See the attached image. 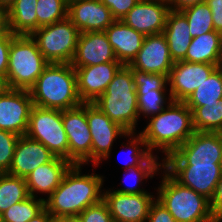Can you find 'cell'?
<instances>
[{
    "label": "cell",
    "instance_id": "cell-1",
    "mask_svg": "<svg viewBox=\"0 0 222 222\" xmlns=\"http://www.w3.org/2000/svg\"><path fill=\"white\" fill-rule=\"evenodd\" d=\"M81 164H73L60 185L45 199V208L51 215L77 217L87 207L103 199L104 177L91 173L82 175Z\"/></svg>",
    "mask_w": 222,
    "mask_h": 222
},
{
    "label": "cell",
    "instance_id": "cell-2",
    "mask_svg": "<svg viewBox=\"0 0 222 222\" xmlns=\"http://www.w3.org/2000/svg\"><path fill=\"white\" fill-rule=\"evenodd\" d=\"M33 105L66 110L82 104L76 71L70 63H49L29 89Z\"/></svg>",
    "mask_w": 222,
    "mask_h": 222
},
{
    "label": "cell",
    "instance_id": "cell-3",
    "mask_svg": "<svg viewBox=\"0 0 222 222\" xmlns=\"http://www.w3.org/2000/svg\"><path fill=\"white\" fill-rule=\"evenodd\" d=\"M148 119V125L139 132L148 146L175 152L195 132L192 111L181 101H171L162 112Z\"/></svg>",
    "mask_w": 222,
    "mask_h": 222
},
{
    "label": "cell",
    "instance_id": "cell-4",
    "mask_svg": "<svg viewBox=\"0 0 222 222\" xmlns=\"http://www.w3.org/2000/svg\"><path fill=\"white\" fill-rule=\"evenodd\" d=\"M93 104L128 133H135L140 117L132 68L123 65Z\"/></svg>",
    "mask_w": 222,
    "mask_h": 222
},
{
    "label": "cell",
    "instance_id": "cell-5",
    "mask_svg": "<svg viewBox=\"0 0 222 222\" xmlns=\"http://www.w3.org/2000/svg\"><path fill=\"white\" fill-rule=\"evenodd\" d=\"M48 64L31 36L16 35L9 50L6 87L29 90Z\"/></svg>",
    "mask_w": 222,
    "mask_h": 222
},
{
    "label": "cell",
    "instance_id": "cell-6",
    "mask_svg": "<svg viewBox=\"0 0 222 222\" xmlns=\"http://www.w3.org/2000/svg\"><path fill=\"white\" fill-rule=\"evenodd\" d=\"M156 199L161 202L176 222H217L210 200L185 187L173 177L158 187Z\"/></svg>",
    "mask_w": 222,
    "mask_h": 222
},
{
    "label": "cell",
    "instance_id": "cell-7",
    "mask_svg": "<svg viewBox=\"0 0 222 222\" xmlns=\"http://www.w3.org/2000/svg\"><path fill=\"white\" fill-rule=\"evenodd\" d=\"M79 30L66 19L38 28L30 36L49 63H71Z\"/></svg>",
    "mask_w": 222,
    "mask_h": 222
},
{
    "label": "cell",
    "instance_id": "cell-8",
    "mask_svg": "<svg viewBox=\"0 0 222 222\" xmlns=\"http://www.w3.org/2000/svg\"><path fill=\"white\" fill-rule=\"evenodd\" d=\"M25 135L42 143L56 157L69 161V143L63 127L62 110L33 105Z\"/></svg>",
    "mask_w": 222,
    "mask_h": 222
},
{
    "label": "cell",
    "instance_id": "cell-9",
    "mask_svg": "<svg viewBox=\"0 0 222 222\" xmlns=\"http://www.w3.org/2000/svg\"><path fill=\"white\" fill-rule=\"evenodd\" d=\"M86 119L92 138L91 162L94 167H97L102 159L109 158L117 137H129V133L93 103H86Z\"/></svg>",
    "mask_w": 222,
    "mask_h": 222
},
{
    "label": "cell",
    "instance_id": "cell-10",
    "mask_svg": "<svg viewBox=\"0 0 222 222\" xmlns=\"http://www.w3.org/2000/svg\"><path fill=\"white\" fill-rule=\"evenodd\" d=\"M62 121L69 143V161L88 164L91 162L92 138L86 119V103L62 110Z\"/></svg>",
    "mask_w": 222,
    "mask_h": 222
},
{
    "label": "cell",
    "instance_id": "cell-11",
    "mask_svg": "<svg viewBox=\"0 0 222 222\" xmlns=\"http://www.w3.org/2000/svg\"><path fill=\"white\" fill-rule=\"evenodd\" d=\"M32 107L29 90L5 88L0 93V129L25 135Z\"/></svg>",
    "mask_w": 222,
    "mask_h": 222
},
{
    "label": "cell",
    "instance_id": "cell-12",
    "mask_svg": "<svg viewBox=\"0 0 222 222\" xmlns=\"http://www.w3.org/2000/svg\"><path fill=\"white\" fill-rule=\"evenodd\" d=\"M219 66L206 63L178 61L167 77L172 101L184 102Z\"/></svg>",
    "mask_w": 222,
    "mask_h": 222
},
{
    "label": "cell",
    "instance_id": "cell-13",
    "mask_svg": "<svg viewBox=\"0 0 222 222\" xmlns=\"http://www.w3.org/2000/svg\"><path fill=\"white\" fill-rule=\"evenodd\" d=\"M221 175L220 163H173V178L209 200Z\"/></svg>",
    "mask_w": 222,
    "mask_h": 222
},
{
    "label": "cell",
    "instance_id": "cell-14",
    "mask_svg": "<svg viewBox=\"0 0 222 222\" xmlns=\"http://www.w3.org/2000/svg\"><path fill=\"white\" fill-rule=\"evenodd\" d=\"M151 193L123 194L103 191L113 222H146L151 204L155 201Z\"/></svg>",
    "mask_w": 222,
    "mask_h": 222
},
{
    "label": "cell",
    "instance_id": "cell-15",
    "mask_svg": "<svg viewBox=\"0 0 222 222\" xmlns=\"http://www.w3.org/2000/svg\"><path fill=\"white\" fill-rule=\"evenodd\" d=\"M170 10L167 0H139L121 21L144 36L161 34Z\"/></svg>",
    "mask_w": 222,
    "mask_h": 222
},
{
    "label": "cell",
    "instance_id": "cell-16",
    "mask_svg": "<svg viewBox=\"0 0 222 222\" xmlns=\"http://www.w3.org/2000/svg\"><path fill=\"white\" fill-rule=\"evenodd\" d=\"M222 133L194 132L174 152L173 163H220Z\"/></svg>",
    "mask_w": 222,
    "mask_h": 222
},
{
    "label": "cell",
    "instance_id": "cell-17",
    "mask_svg": "<svg viewBox=\"0 0 222 222\" xmlns=\"http://www.w3.org/2000/svg\"><path fill=\"white\" fill-rule=\"evenodd\" d=\"M173 65L168 43L161 33L145 36L141 49L128 66L141 72L164 74L168 77Z\"/></svg>",
    "mask_w": 222,
    "mask_h": 222
},
{
    "label": "cell",
    "instance_id": "cell-18",
    "mask_svg": "<svg viewBox=\"0 0 222 222\" xmlns=\"http://www.w3.org/2000/svg\"><path fill=\"white\" fill-rule=\"evenodd\" d=\"M122 66L120 62H107L74 68L77 76V92L82 103H94L105 92Z\"/></svg>",
    "mask_w": 222,
    "mask_h": 222
},
{
    "label": "cell",
    "instance_id": "cell-19",
    "mask_svg": "<svg viewBox=\"0 0 222 222\" xmlns=\"http://www.w3.org/2000/svg\"><path fill=\"white\" fill-rule=\"evenodd\" d=\"M68 18L80 33L105 31L116 19L101 0H73Z\"/></svg>",
    "mask_w": 222,
    "mask_h": 222
},
{
    "label": "cell",
    "instance_id": "cell-20",
    "mask_svg": "<svg viewBox=\"0 0 222 222\" xmlns=\"http://www.w3.org/2000/svg\"><path fill=\"white\" fill-rule=\"evenodd\" d=\"M117 61L114 51L104 31L80 33L75 55L71 61L73 68L93 66Z\"/></svg>",
    "mask_w": 222,
    "mask_h": 222
},
{
    "label": "cell",
    "instance_id": "cell-21",
    "mask_svg": "<svg viewBox=\"0 0 222 222\" xmlns=\"http://www.w3.org/2000/svg\"><path fill=\"white\" fill-rule=\"evenodd\" d=\"M56 156L39 141L26 135L19 137L8 174L26 178L38 166L52 161Z\"/></svg>",
    "mask_w": 222,
    "mask_h": 222
},
{
    "label": "cell",
    "instance_id": "cell-22",
    "mask_svg": "<svg viewBox=\"0 0 222 222\" xmlns=\"http://www.w3.org/2000/svg\"><path fill=\"white\" fill-rule=\"evenodd\" d=\"M117 61L129 65L142 47L145 36L121 20H115L105 31Z\"/></svg>",
    "mask_w": 222,
    "mask_h": 222
},
{
    "label": "cell",
    "instance_id": "cell-23",
    "mask_svg": "<svg viewBox=\"0 0 222 222\" xmlns=\"http://www.w3.org/2000/svg\"><path fill=\"white\" fill-rule=\"evenodd\" d=\"M72 165L66 159L55 157L52 161L38 166L25 178L29 195L36 198V193H43L48 194V198Z\"/></svg>",
    "mask_w": 222,
    "mask_h": 222
},
{
    "label": "cell",
    "instance_id": "cell-24",
    "mask_svg": "<svg viewBox=\"0 0 222 222\" xmlns=\"http://www.w3.org/2000/svg\"><path fill=\"white\" fill-rule=\"evenodd\" d=\"M186 17L178 10H170L166 19L163 35L174 62L183 61L191 44L192 37Z\"/></svg>",
    "mask_w": 222,
    "mask_h": 222
},
{
    "label": "cell",
    "instance_id": "cell-25",
    "mask_svg": "<svg viewBox=\"0 0 222 222\" xmlns=\"http://www.w3.org/2000/svg\"><path fill=\"white\" fill-rule=\"evenodd\" d=\"M185 62L213 64L222 66V34L211 31L192 38Z\"/></svg>",
    "mask_w": 222,
    "mask_h": 222
},
{
    "label": "cell",
    "instance_id": "cell-26",
    "mask_svg": "<svg viewBox=\"0 0 222 222\" xmlns=\"http://www.w3.org/2000/svg\"><path fill=\"white\" fill-rule=\"evenodd\" d=\"M37 0H15L6 10L8 30L14 35L30 36L37 30Z\"/></svg>",
    "mask_w": 222,
    "mask_h": 222
},
{
    "label": "cell",
    "instance_id": "cell-27",
    "mask_svg": "<svg viewBox=\"0 0 222 222\" xmlns=\"http://www.w3.org/2000/svg\"><path fill=\"white\" fill-rule=\"evenodd\" d=\"M160 149L159 151L165 154V158L162 159V163H158L157 160L159 157L153 155V150ZM173 158L174 152L168 150L164 147H153L145 145L144 148L140 151L137 168L142 172L144 178H153L157 174L158 170L163 169V178L160 183V186H163L165 182L169 181L173 177ZM165 173V174H164Z\"/></svg>",
    "mask_w": 222,
    "mask_h": 222
},
{
    "label": "cell",
    "instance_id": "cell-28",
    "mask_svg": "<svg viewBox=\"0 0 222 222\" xmlns=\"http://www.w3.org/2000/svg\"><path fill=\"white\" fill-rule=\"evenodd\" d=\"M222 98V66L218 67L185 101L187 107L219 103Z\"/></svg>",
    "mask_w": 222,
    "mask_h": 222
},
{
    "label": "cell",
    "instance_id": "cell-29",
    "mask_svg": "<svg viewBox=\"0 0 222 222\" xmlns=\"http://www.w3.org/2000/svg\"><path fill=\"white\" fill-rule=\"evenodd\" d=\"M192 111V123L196 132L222 133V98L219 103L201 107H188Z\"/></svg>",
    "mask_w": 222,
    "mask_h": 222
},
{
    "label": "cell",
    "instance_id": "cell-30",
    "mask_svg": "<svg viewBox=\"0 0 222 222\" xmlns=\"http://www.w3.org/2000/svg\"><path fill=\"white\" fill-rule=\"evenodd\" d=\"M30 197L25 178L0 173V214Z\"/></svg>",
    "mask_w": 222,
    "mask_h": 222
},
{
    "label": "cell",
    "instance_id": "cell-31",
    "mask_svg": "<svg viewBox=\"0 0 222 222\" xmlns=\"http://www.w3.org/2000/svg\"><path fill=\"white\" fill-rule=\"evenodd\" d=\"M180 12L187 19L192 38L214 31L212 12L205 2L186 7Z\"/></svg>",
    "mask_w": 222,
    "mask_h": 222
},
{
    "label": "cell",
    "instance_id": "cell-32",
    "mask_svg": "<svg viewBox=\"0 0 222 222\" xmlns=\"http://www.w3.org/2000/svg\"><path fill=\"white\" fill-rule=\"evenodd\" d=\"M45 208V198L28 197L10 206L2 213L3 222H27Z\"/></svg>",
    "mask_w": 222,
    "mask_h": 222
},
{
    "label": "cell",
    "instance_id": "cell-33",
    "mask_svg": "<svg viewBox=\"0 0 222 222\" xmlns=\"http://www.w3.org/2000/svg\"><path fill=\"white\" fill-rule=\"evenodd\" d=\"M138 98V113L145 118L159 114L164 110L166 104H169L172 99L169 97L166 102L167 90H153V88L136 89Z\"/></svg>",
    "mask_w": 222,
    "mask_h": 222
},
{
    "label": "cell",
    "instance_id": "cell-34",
    "mask_svg": "<svg viewBox=\"0 0 222 222\" xmlns=\"http://www.w3.org/2000/svg\"><path fill=\"white\" fill-rule=\"evenodd\" d=\"M37 29L68 17L67 0H37Z\"/></svg>",
    "mask_w": 222,
    "mask_h": 222
},
{
    "label": "cell",
    "instance_id": "cell-35",
    "mask_svg": "<svg viewBox=\"0 0 222 222\" xmlns=\"http://www.w3.org/2000/svg\"><path fill=\"white\" fill-rule=\"evenodd\" d=\"M19 135L0 129V173H8Z\"/></svg>",
    "mask_w": 222,
    "mask_h": 222
},
{
    "label": "cell",
    "instance_id": "cell-36",
    "mask_svg": "<svg viewBox=\"0 0 222 222\" xmlns=\"http://www.w3.org/2000/svg\"><path fill=\"white\" fill-rule=\"evenodd\" d=\"M132 75L136 89L166 90L167 88V76L164 74L146 73L132 68Z\"/></svg>",
    "mask_w": 222,
    "mask_h": 222
},
{
    "label": "cell",
    "instance_id": "cell-37",
    "mask_svg": "<svg viewBox=\"0 0 222 222\" xmlns=\"http://www.w3.org/2000/svg\"><path fill=\"white\" fill-rule=\"evenodd\" d=\"M77 218L81 222H113L106 202L102 199L100 202L87 207Z\"/></svg>",
    "mask_w": 222,
    "mask_h": 222
},
{
    "label": "cell",
    "instance_id": "cell-38",
    "mask_svg": "<svg viewBox=\"0 0 222 222\" xmlns=\"http://www.w3.org/2000/svg\"><path fill=\"white\" fill-rule=\"evenodd\" d=\"M15 36L16 35L11 33L9 30H7L3 35H0V78L5 81V84L7 78L11 40Z\"/></svg>",
    "mask_w": 222,
    "mask_h": 222
},
{
    "label": "cell",
    "instance_id": "cell-39",
    "mask_svg": "<svg viewBox=\"0 0 222 222\" xmlns=\"http://www.w3.org/2000/svg\"><path fill=\"white\" fill-rule=\"evenodd\" d=\"M139 0H101L116 20H121Z\"/></svg>",
    "mask_w": 222,
    "mask_h": 222
},
{
    "label": "cell",
    "instance_id": "cell-40",
    "mask_svg": "<svg viewBox=\"0 0 222 222\" xmlns=\"http://www.w3.org/2000/svg\"><path fill=\"white\" fill-rule=\"evenodd\" d=\"M135 135V136H134ZM130 141L128 142L129 145L124 144L127 148H129V154L131 155L132 159H130V162H126L125 164V170L130 169L131 167L137 166L138 157L140 154V151L142 150L141 146L144 147L146 145L145 140L143 136L138 133L136 136V132H130ZM130 146V147H129Z\"/></svg>",
    "mask_w": 222,
    "mask_h": 222
},
{
    "label": "cell",
    "instance_id": "cell-41",
    "mask_svg": "<svg viewBox=\"0 0 222 222\" xmlns=\"http://www.w3.org/2000/svg\"><path fill=\"white\" fill-rule=\"evenodd\" d=\"M146 222H176L166 207L157 199L151 204Z\"/></svg>",
    "mask_w": 222,
    "mask_h": 222
},
{
    "label": "cell",
    "instance_id": "cell-42",
    "mask_svg": "<svg viewBox=\"0 0 222 222\" xmlns=\"http://www.w3.org/2000/svg\"><path fill=\"white\" fill-rule=\"evenodd\" d=\"M128 171L130 173V174H128L129 175L128 177L131 178V176H133L132 178H134L135 182L132 184L130 181V183L128 182V185L126 187H124V188L122 187V188L116 189V190L114 189V191L119 192V193H123V194L146 193L147 190L145 191V189H140V186H141L140 184L142 183L141 181L145 179L144 176L142 175V172L137 167H131L130 169H127V172ZM126 179H128V178H126ZM125 183H126V180H125ZM136 184H138V185H136Z\"/></svg>",
    "mask_w": 222,
    "mask_h": 222
},
{
    "label": "cell",
    "instance_id": "cell-43",
    "mask_svg": "<svg viewBox=\"0 0 222 222\" xmlns=\"http://www.w3.org/2000/svg\"><path fill=\"white\" fill-rule=\"evenodd\" d=\"M211 210L217 222L222 221V175L219 179L214 195L210 200Z\"/></svg>",
    "mask_w": 222,
    "mask_h": 222
},
{
    "label": "cell",
    "instance_id": "cell-44",
    "mask_svg": "<svg viewBox=\"0 0 222 222\" xmlns=\"http://www.w3.org/2000/svg\"><path fill=\"white\" fill-rule=\"evenodd\" d=\"M205 3L211 9L214 30L222 34V0H205Z\"/></svg>",
    "mask_w": 222,
    "mask_h": 222
},
{
    "label": "cell",
    "instance_id": "cell-45",
    "mask_svg": "<svg viewBox=\"0 0 222 222\" xmlns=\"http://www.w3.org/2000/svg\"><path fill=\"white\" fill-rule=\"evenodd\" d=\"M172 10H182L186 7L205 2V0H167Z\"/></svg>",
    "mask_w": 222,
    "mask_h": 222
},
{
    "label": "cell",
    "instance_id": "cell-46",
    "mask_svg": "<svg viewBox=\"0 0 222 222\" xmlns=\"http://www.w3.org/2000/svg\"><path fill=\"white\" fill-rule=\"evenodd\" d=\"M51 214L44 208L39 214L27 222H49Z\"/></svg>",
    "mask_w": 222,
    "mask_h": 222
},
{
    "label": "cell",
    "instance_id": "cell-47",
    "mask_svg": "<svg viewBox=\"0 0 222 222\" xmlns=\"http://www.w3.org/2000/svg\"><path fill=\"white\" fill-rule=\"evenodd\" d=\"M8 30L6 9L0 7V35Z\"/></svg>",
    "mask_w": 222,
    "mask_h": 222
},
{
    "label": "cell",
    "instance_id": "cell-48",
    "mask_svg": "<svg viewBox=\"0 0 222 222\" xmlns=\"http://www.w3.org/2000/svg\"><path fill=\"white\" fill-rule=\"evenodd\" d=\"M49 222H73V216L51 215Z\"/></svg>",
    "mask_w": 222,
    "mask_h": 222
},
{
    "label": "cell",
    "instance_id": "cell-49",
    "mask_svg": "<svg viewBox=\"0 0 222 222\" xmlns=\"http://www.w3.org/2000/svg\"><path fill=\"white\" fill-rule=\"evenodd\" d=\"M15 0H0V7L4 9H8V7L14 2Z\"/></svg>",
    "mask_w": 222,
    "mask_h": 222
},
{
    "label": "cell",
    "instance_id": "cell-50",
    "mask_svg": "<svg viewBox=\"0 0 222 222\" xmlns=\"http://www.w3.org/2000/svg\"><path fill=\"white\" fill-rule=\"evenodd\" d=\"M5 88H7V87H6V84H5V81L0 78V93H1Z\"/></svg>",
    "mask_w": 222,
    "mask_h": 222
},
{
    "label": "cell",
    "instance_id": "cell-51",
    "mask_svg": "<svg viewBox=\"0 0 222 222\" xmlns=\"http://www.w3.org/2000/svg\"><path fill=\"white\" fill-rule=\"evenodd\" d=\"M73 222H81L77 217L73 216Z\"/></svg>",
    "mask_w": 222,
    "mask_h": 222
},
{
    "label": "cell",
    "instance_id": "cell-52",
    "mask_svg": "<svg viewBox=\"0 0 222 222\" xmlns=\"http://www.w3.org/2000/svg\"><path fill=\"white\" fill-rule=\"evenodd\" d=\"M220 168H221V173H222V156H221V160H220Z\"/></svg>",
    "mask_w": 222,
    "mask_h": 222
},
{
    "label": "cell",
    "instance_id": "cell-53",
    "mask_svg": "<svg viewBox=\"0 0 222 222\" xmlns=\"http://www.w3.org/2000/svg\"><path fill=\"white\" fill-rule=\"evenodd\" d=\"M0 222H3V221H2V214H0Z\"/></svg>",
    "mask_w": 222,
    "mask_h": 222
}]
</instances>
